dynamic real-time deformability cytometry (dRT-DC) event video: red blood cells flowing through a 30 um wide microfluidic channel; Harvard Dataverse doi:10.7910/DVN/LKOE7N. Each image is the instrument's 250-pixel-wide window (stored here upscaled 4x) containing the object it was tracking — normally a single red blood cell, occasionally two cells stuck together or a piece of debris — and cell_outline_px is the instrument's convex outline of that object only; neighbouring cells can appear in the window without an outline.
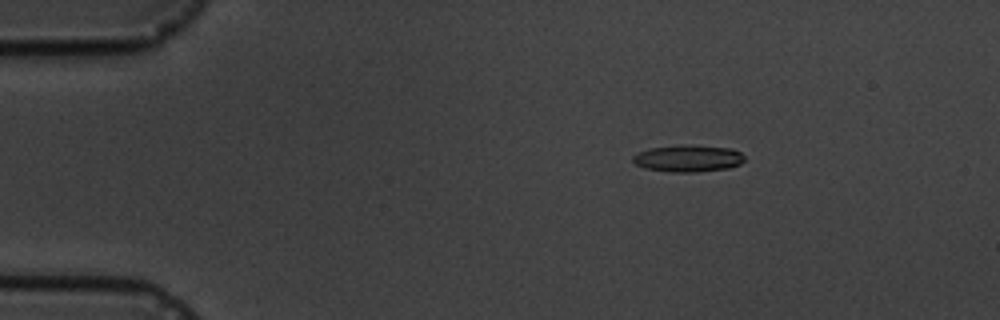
{"species": "common noctule bat (a hibernating species)", "species_latin": "Nyctalus noctula", "temperature_condition": "cold", "stored_images_in_passage": 6, "camera_frame_rate_fps": 3000, "um_per_image_px": 0.085, "animal": {"sex": "male", "body_mass_g": 19.5, "forearm_length_mm": 54.6}, "frame": {"image": 1, "passage_image": 3, "time_ms": 2.333, "image_size_px": [1000, 320], "cell_outline_px": [[744, 160], [740, 164], [728, 168], [696, 172], [672, 172], [644, 168], [636, 164], [632, 160], [632, 156], [636, 152], [648, 148], [680, 144], [684, 144], [732, 148], [740, 152], [744, 156]], "centroid_in_image_um": [58.45, 13.45], "position_along_channel_um": 26.5, "area_um2": 17.74}}
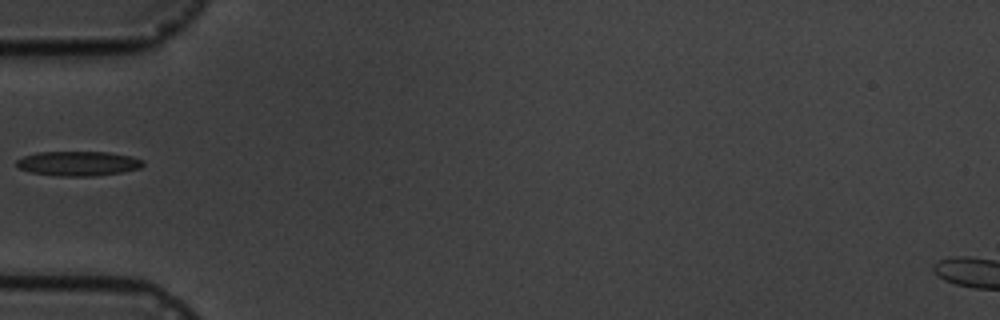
{"frame": {"image": 2, "passage_image": 6, "time_ms": 5.667, "image_size_px": [1000, 320], "cell_outline_px": [[144, 164], [140, 168], [120, 172], [96, 176], [56, 176], [28, 172], [20, 168], [16, 164], [16, 160], [24, 156], [36, 152], [108, 152], [132, 156], [144, 160]], "centroid_in_image_um": [6.64, 13.9], "position_along_channel_um": 78.4, "area_um2": 18.26}}